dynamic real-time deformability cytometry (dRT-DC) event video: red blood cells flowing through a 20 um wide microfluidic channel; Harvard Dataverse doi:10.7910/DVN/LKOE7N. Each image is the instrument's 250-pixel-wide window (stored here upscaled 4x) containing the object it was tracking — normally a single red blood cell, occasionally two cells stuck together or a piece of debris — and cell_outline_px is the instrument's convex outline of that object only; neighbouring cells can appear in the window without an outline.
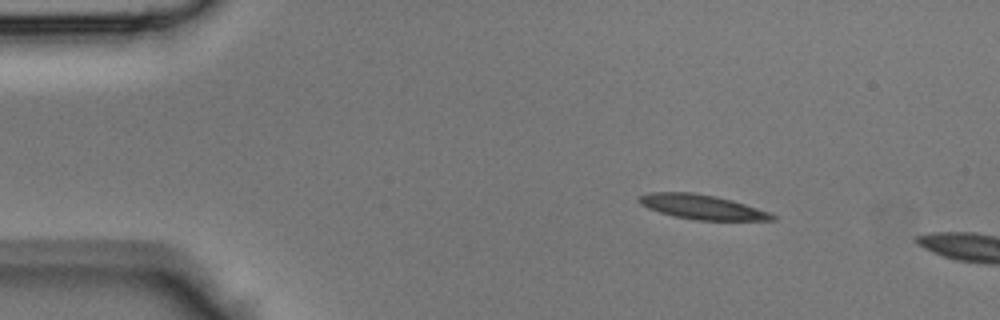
{"species": "Egyptian fruit bat (a non-hibernating species)", "species_latin": "Rousettus aegyptiacus", "temperature_condition": "room temperature", "stored_images_in_passage": 9, "camera_frame_rate_fps": 3000, "um_per_image_px": 0.085, "animal": {"sex": "male"}, "frame": {"image": 1, "passage_image": 6, "time_ms": 1.667, "image_size_px": [1000, 320], "cell_outline_px": [[776, 220], [696, 220], [672, 216], [648, 208], [640, 204], [636, 200], [636, 196], [648, 192], [692, 192], [716, 196], [732, 200], [772, 212], [776, 216]], "centroid_in_image_um": [59.65, 17.58], "position_along_channel_um": 25.3, "area_um2": 19.36}}